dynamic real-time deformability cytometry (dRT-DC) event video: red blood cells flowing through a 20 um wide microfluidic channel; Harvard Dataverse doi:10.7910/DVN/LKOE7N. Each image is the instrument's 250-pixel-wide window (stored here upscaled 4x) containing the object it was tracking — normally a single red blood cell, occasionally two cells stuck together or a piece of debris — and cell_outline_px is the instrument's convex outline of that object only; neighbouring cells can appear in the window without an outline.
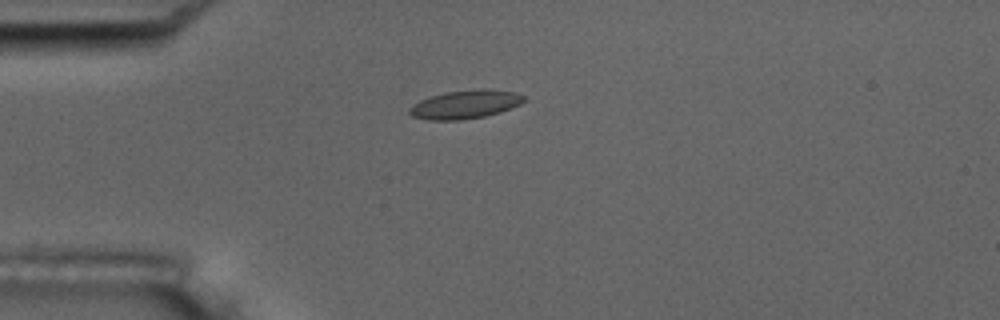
{"species": "common noctule bat (a hibernating species)", "species_latin": "Nyctalus noctula", "temperature_condition": "room temperature", "stored_images_in_passage": 6, "camera_frame_rate_fps": 3000, "um_per_image_px": 0.085, "animal": {"sex": "male", "body_mass_g": 17.5, "forearm_length_mm": 52.3}, "frame": {"image": 1, "passage_image": 6, "time_ms": 6.0, "image_size_px": [1000, 320], "cell_outline_px": [[524, 100], [520, 104], [512, 108], [500, 112], [484, 116], [460, 120], [428, 120], [412, 116], [408, 112], [408, 108], [412, 104], [428, 96], [444, 92], [480, 88], [484, 88], [512, 92], [524, 96]], "centroid_in_image_um": [39.49, 8.87], "position_along_channel_um": 45.5, "area_um2": 19.13}}